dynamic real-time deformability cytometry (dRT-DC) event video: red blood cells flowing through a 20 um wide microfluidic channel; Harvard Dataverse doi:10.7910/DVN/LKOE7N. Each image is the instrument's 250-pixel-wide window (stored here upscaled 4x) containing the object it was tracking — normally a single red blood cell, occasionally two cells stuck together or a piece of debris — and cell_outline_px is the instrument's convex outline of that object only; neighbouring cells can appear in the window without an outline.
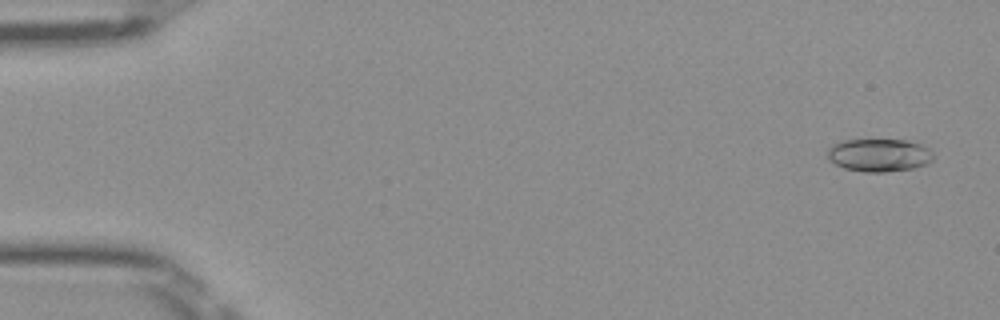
{"species": "Egyptian fruit bat (a non-hibernating species)", "species_latin": "Rousettus aegyptiacus", "temperature_condition": "room temperature", "stored_images_in_passage": 51, "camera_frame_rate_fps": 3000, "um_per_image_px": 0.085, "frame": {"image": 1, "passage_image": 3, "time_ms": 0.667, "image_size_px": [1000, 320], "cell_outline_px": [[932, 160], [928, 164], [912, 168], [888, 172], [864, 172], [844, 168], [828, 160], [828, 148], [832, 144], [844, 140], [904, 140], [920, 144], [928, 148], [932, 152]], "centroid_in_image_um": [74.71, 13.19], "position_along_channel_um": 10.3, "area_um2": 20.29}}
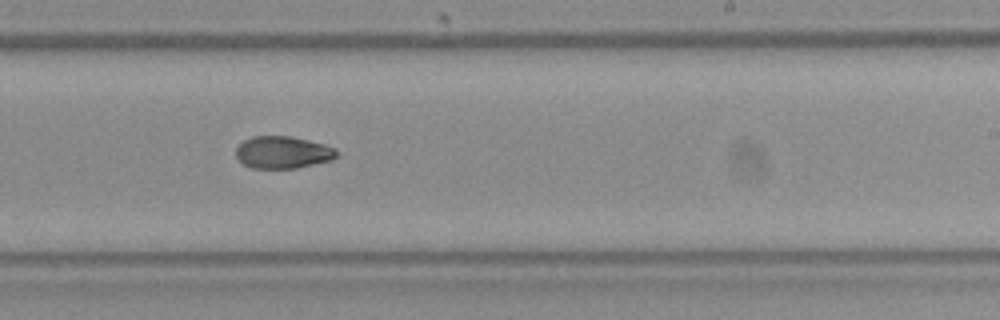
{"frame": {"image": 2, "passage_image": 32, "time_ms": 10.333, "image_size_px": [1000, 320], "cell_outline_px": [[340, 156], [332, 160], [296, 168], [252, 168], [244, 164], [236, 156], [236, 148], [244, 140], [252, 136], [292, 136], [324, 144], [336, 148], [340, 152]], "centroid_in_image_um": [24.09, 12.94], "position_along_channel_um": 264.9, "area_um2": 19.07}}
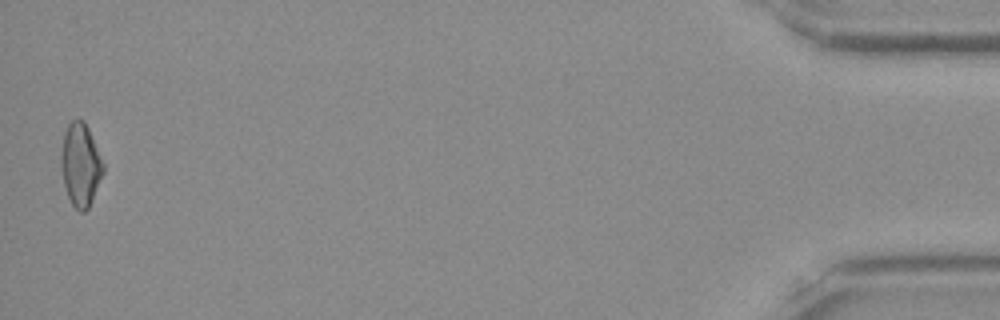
{"frame": {"image": 3, "passage_image": 51, "time_ms": 16.667, "image_size_px": [1000, 320], "cell_outline_px": [[104, 172], [88, 208], [84, 212], [80, 212], [72, 204], [68, 196], [64, 184], [60, 164], [60, 156], [64, 132], [68, 124], [72, 120], [84, 120], [88, 128], [104, 164]], "centroid_in_image_um": [6.83, 14.0], "position_along_channel_um": 428.4, "area_um2": 20.23}, "authors_computed_cell_mechanics": {"area_um2": 19.7676, "velocity_mm_per_s": 4.019, "shape_relaxation_time_tau1_ms": 10.1202, "shape_relaxation_time_tau2_ms": 7.8622, "deformation_change_tau1": 0.224, "deformation_change_tau2": 0.1225}}